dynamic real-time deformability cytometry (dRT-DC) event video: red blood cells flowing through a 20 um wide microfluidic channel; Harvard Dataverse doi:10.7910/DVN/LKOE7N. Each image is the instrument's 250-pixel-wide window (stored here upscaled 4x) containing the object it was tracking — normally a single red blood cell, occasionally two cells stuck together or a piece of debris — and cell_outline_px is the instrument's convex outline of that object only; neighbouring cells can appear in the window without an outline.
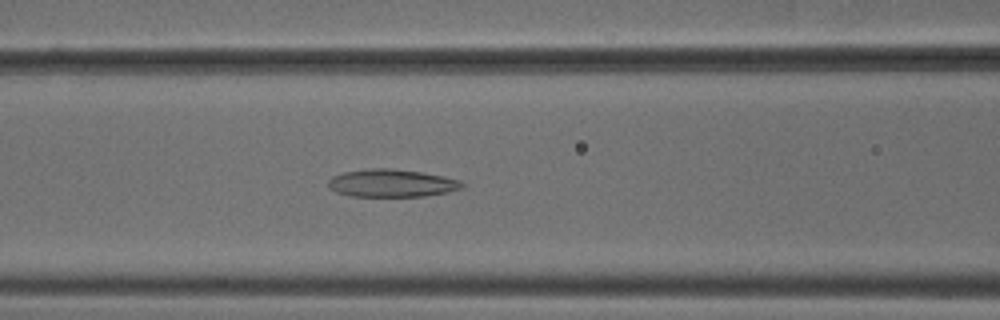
{"species": "common noctule bat (a hibernating species)", "species_latin": "Nyctalus noctula", "temperature_condition": "cold", "stored_images_in_passage": 39, "camera_frame_rate_fps": 3000, "um_per_image_px": 0.085, "animal": {"sex": "male", "body_mass_g": 18.8}, "frame": {"image": 1, "passage_image": 8, "time_ms": 2.333, "image_size_px": [1000, 320], "cell_outline_px": [[464, 188], [448, 192], [424, 196], [348, 196], [336, 192], [328, 188], [328, 180], [332, 176], [344, 172], [372, 168], [392, 168], [420, 172], [444, 176], [460, 180], [464, 184]], "centroid_in_image_um": [33.29, 15.57], "position_along_channel_um": 133.3, "area_um2": 21.73}}
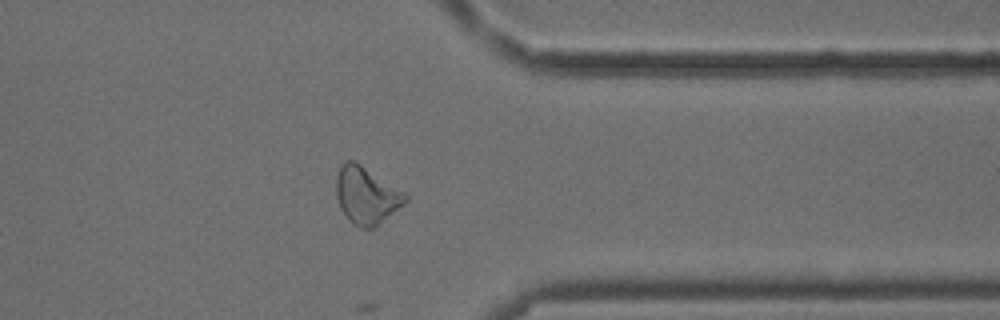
{"frame": {"image": 2, "passage_image": 28, "time_ms": 9.0, "image_size_px": [1000, 320], "cell_outline_px": [[408, 200], [404, 204], [372, 228], [360, 228], [352, 224], [340, 208], [336, 196], [336, 176], [340, 164], [344, 160], [356, 160], [408, 192]], "centroid_in_image_um": [31.15, 16.54], "position_along_channel_um": 380.2, "area_um2": 23.58}}
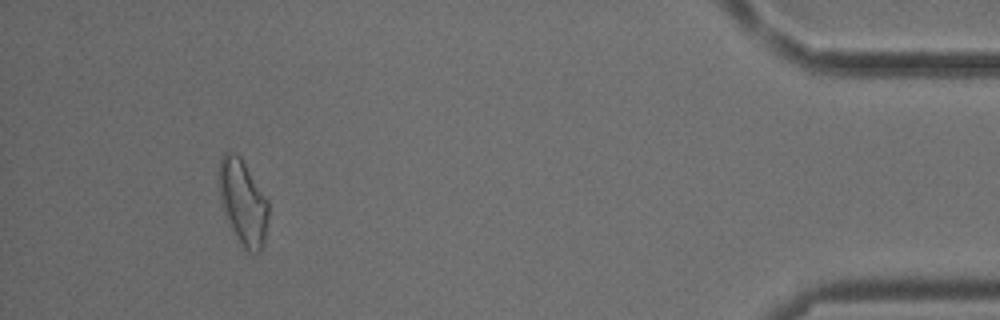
{"frame": {"image": 3, "passage_image": 35, "time_ms": 11.333, "image_size_px": [1000, 320], "cell_outline_px": [[268, 216], [264, 244], [260, 252], [248, 252], [244, 248], [236, 236], [220, 204], [216, 172], [220, 156], [228, 148], [240, 156], [268, 200]], "centroid_in_image_um": [20.6, 17.11], "position_along_channel_um": 414.6, "area_um2": 25.03}}